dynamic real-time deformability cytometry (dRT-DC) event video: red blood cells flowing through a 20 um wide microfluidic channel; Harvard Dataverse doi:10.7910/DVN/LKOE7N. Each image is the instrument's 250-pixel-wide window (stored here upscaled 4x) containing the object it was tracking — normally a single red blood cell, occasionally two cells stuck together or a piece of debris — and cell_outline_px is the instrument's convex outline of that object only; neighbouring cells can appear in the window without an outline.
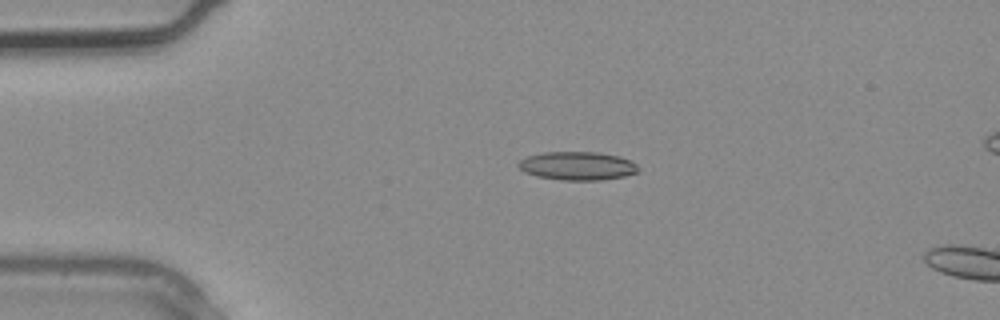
{"species": "common noctule bat (a hibernating species)", "species_latin": "Nyctalus noctula", "temperature_condition": "warm", "stored_images_in_passage": 3, "camera_frame_rate_fps": 3000, "um_per_image_px": 0.085, "animal": {"sex": "male", "body_mass_g": 20.4}, "frame": {"image": 1, "passage_image": 2, "time_ms": 0.333, "image_size_px": [1000, 320], "cell_outline_px": [[640, 172], [624, 176], [600, 180], [564, 180], [536, 176], [524, 172], [516, 164], [520, 160], [528, 156], [544, 152], [600, 152], [620, 156], [632, 160], [636, 164]], "centroid_in_image_um": [49.11, 14.09], "position_along_channel_um": 35.9, "area_um2": 20.0}}